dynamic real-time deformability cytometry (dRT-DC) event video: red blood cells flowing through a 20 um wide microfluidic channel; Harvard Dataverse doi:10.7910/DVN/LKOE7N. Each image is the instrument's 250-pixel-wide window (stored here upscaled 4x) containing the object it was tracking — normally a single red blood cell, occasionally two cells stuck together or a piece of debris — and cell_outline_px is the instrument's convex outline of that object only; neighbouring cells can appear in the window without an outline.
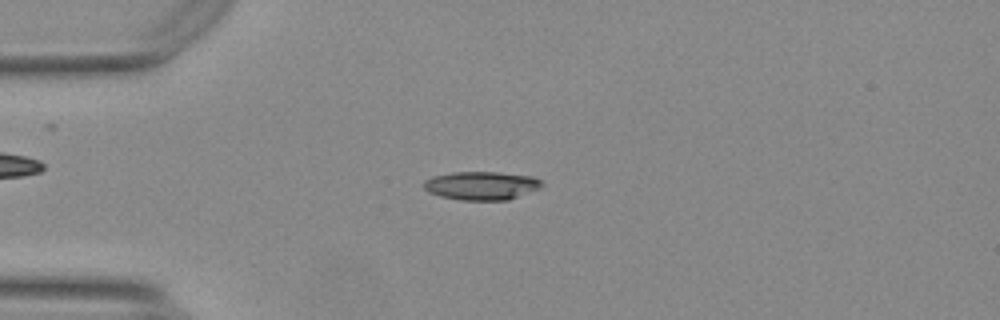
{"species": "Egyptian fruit bat (a non-hibernating species)", "species_latin": "Rousettus aegyptiacus", "temperature_condition": "warm", "stored_images_in_passage": 44, "camera_frame_rate_fps": 3000, "um_per_image_px": 0.085, "animal": {"sex": "female"}, "frame": {"image": 1, "passage_image": 3, "time_ms": 0.667, "image_size_px": [1000, 320], "cell_outline_px": [[544, 184], [536, 188], [508, 200], [460, 200], [440, 196], [428, 192], [424, 188], [424, 180], [432, 176], [452, 172], [500, 172], [532, 176], [540, 180]], "centroid_in_image_um": [40.86, 15.77], "position_along_channel_um": 44.1, "area_um2": 19.42}}
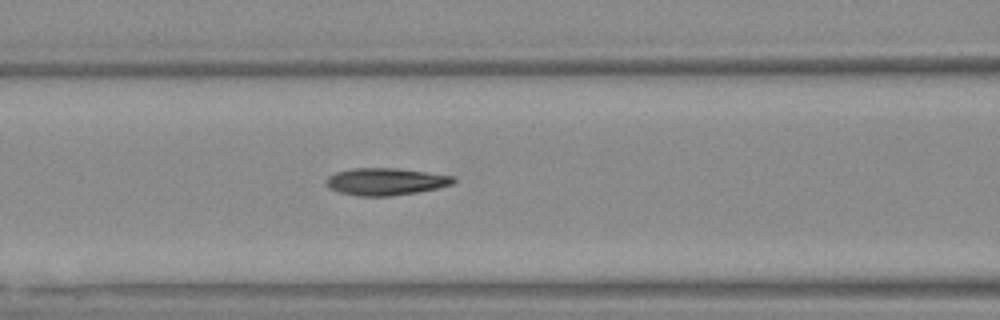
{"frame": {"image": 2, "passage_image": 12, "time_ms": 3.667, "image_size_px": [1000, 320], "cell_outline_px": [[456, 180], [452, 184], [436, 188], [416, 192], [392, 196], [356, 196], [340, 192], [328, 188], [328, 176], [336, 172], [352, 168], [396, 168], [456, 176]], "centroid_in_image_um": [32.79, 15.43], "position_along_channel_um": 133.8, "area_um2": 20.06}}
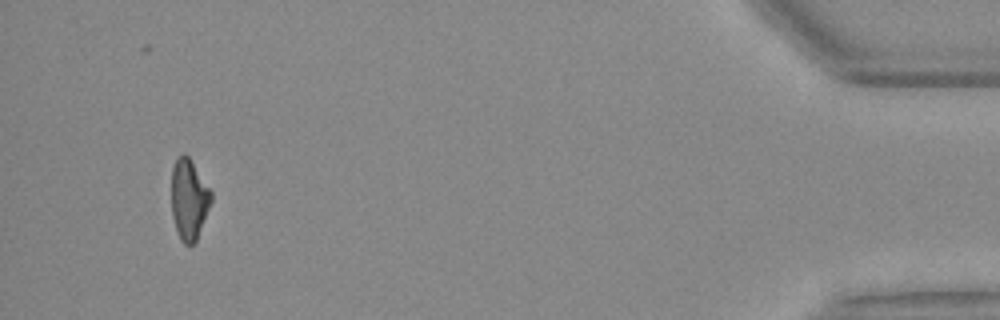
{"frame": {"image": 3, "passage_image": 41, "time_ms": 13.333, "image_size_px": [1000, 320], "cell_outline_px": [[212, 200], [196, 240], [192, 244], [184, 244], [180, 240], [172, 216], [172, 168], [176, 156], [184, 152], [188, 156], [212, 192]], "centroid_in_image_um": [16.05, 16.91], "position_along_channel_um": 419.2, "area_um2": 18.5}, "authors_computed_cell_mechanics": {"area_um2": 19.5942, "velocity_mm_per_s": 3.728, "shape_relaxation_time_tau1_ms": 6.852, "shape_relaxation_time_tau2_ms": 2.4712, "deformation_change_tau1": 0.2022, "deformation_change_tau2": 0.1058}}